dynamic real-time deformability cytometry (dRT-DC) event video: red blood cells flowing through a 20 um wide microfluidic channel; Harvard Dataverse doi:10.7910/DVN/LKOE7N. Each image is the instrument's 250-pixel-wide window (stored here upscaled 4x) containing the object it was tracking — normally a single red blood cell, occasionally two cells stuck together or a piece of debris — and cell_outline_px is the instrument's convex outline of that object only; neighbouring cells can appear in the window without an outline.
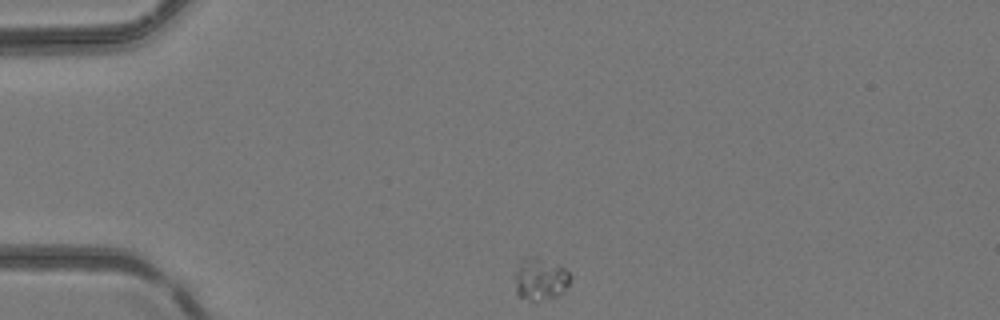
{"species": "common noctule bat (a hibernating species)", "species_latin": "Nyctalus noctula", "temperature_condition": "room temperature", "stored_images_in_passage": 40, "camera_frame_rate_fps": 3000, "um_per_image_px": 0.085, "animal": {"sex": "female", "body_mass_g": 24.6, "forearm_length_mm": 56.2}, "frame": {"image": 1, "passage_image": 1, "time_ms": 0.0, "image_size_px": [1000, 320], "cell_outline_px": [[572, 276], [568, 288], [556, 296], [536, 300], [532, 300], [516, 296], [516, 264], [520, 260], [532, 256], [564, 268]], "centroid_in_image_um": [45.92, 23.73], "position_along_channel_um": 39.1, "area_um2": 13.41}}
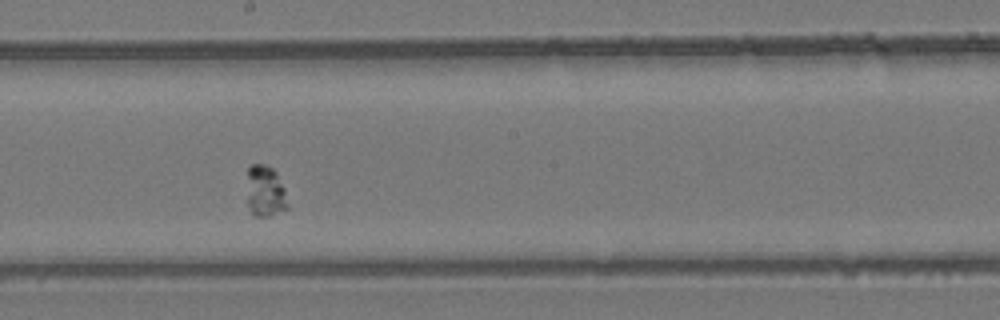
{"frame": {"image": 2, "passage_image": 18, "time_ms": 5.667, "image_size_px": [1000, 320], "cell_outline_px": [[288, 208], [268, 216], [256, 216], [252, 212], [248, 204], [248, 168], [252, 164], [264, 164], [272, 168], [276, 172], [284, 188], [288, 204]], "centroid_in_image_um": [22.56, 16.24], "position_along_channel_um": 225.6, "area_um2": 11.96}}
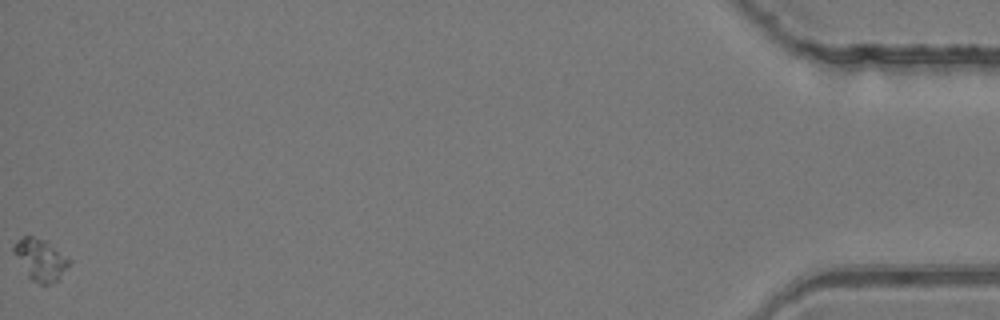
{"frame": {"image": 3, "passage_image": 40, "time_ms": 13.0, "image_size_px": [1000, 320], "cell_outline_px": [[72, 260], [56, 280], [48, 284], [40, 284], [32, 280], [28, 276], [12, 252], [12, 248], [24, 236], [32, 236], [44, 240]], "centroid_in_image_um": [3.42, 22.07], "position_along_channel_um": 431.8, "area_um2": 12.95}}